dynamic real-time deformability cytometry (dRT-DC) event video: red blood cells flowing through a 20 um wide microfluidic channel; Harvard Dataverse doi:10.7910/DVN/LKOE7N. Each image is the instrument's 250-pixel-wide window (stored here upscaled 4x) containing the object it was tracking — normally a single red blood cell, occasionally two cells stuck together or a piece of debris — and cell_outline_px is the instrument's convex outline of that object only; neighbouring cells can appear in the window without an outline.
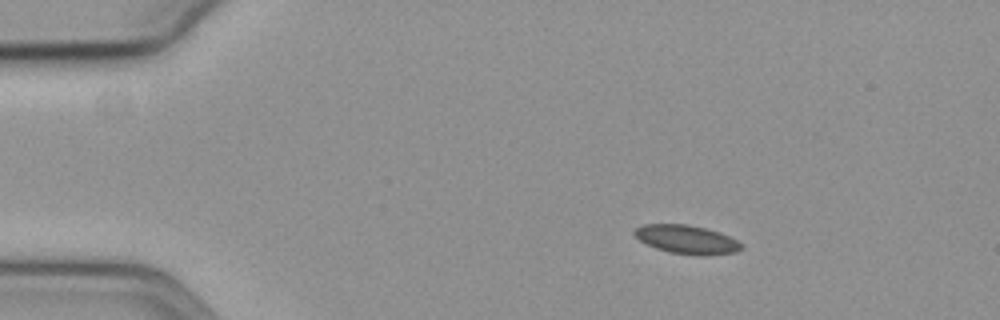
{"species": "common noctule bat (a hibernating species)", "species_latin": "Nyctalus noctula", "temperature_condition": "cold", "stored_images_in_passage": 58, "camera_frame_rate_fps": 3000, "um_per_image_px": 0.085, "animal": {"sex": "female", "body_mass_g": 19.3, "forearm_length_mm": 54.1}, "frame": {"image": 1, "passage_image": 10, "time_ms": 3.0, "image_size_px": [1000, 320], "cell_outline_px": [[740, 248], [736, 252], [700, 256], [668, 252], [656, 248], [640, 240], [632, 232], [636, 228], [644, 224], [688, 224], [720, 232], [736, 240], [740, 244]], "centroid_in_image_um": [58.34, 20.35], "position_along_channel_um": 26.7, "area_um2": 17.63}}
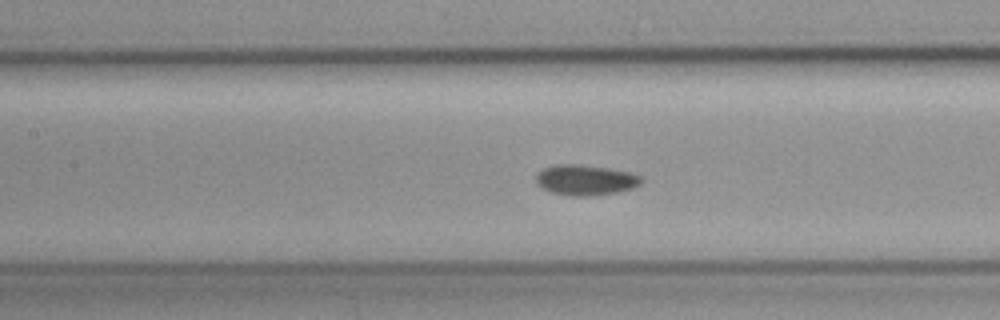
{"frame": {"image": 2, "passage_image": 27, "time_ms": 8.667, "image_size_px": [1000, 320], "cell_outline_px": [[644, 180], [640, 184], [632, 188], [616, 192], [592, 196], [572, 196], [552, 192], [540, 188], [536, 184], [536, 176], [544, 168], [556, 164], [580, 164], [608, 168], [628, 172], [640, 176]], "centroid_in_image_um": [49.75, 15.3], "position_along_channel_um": 157.7, "area_um2": 18.67}}
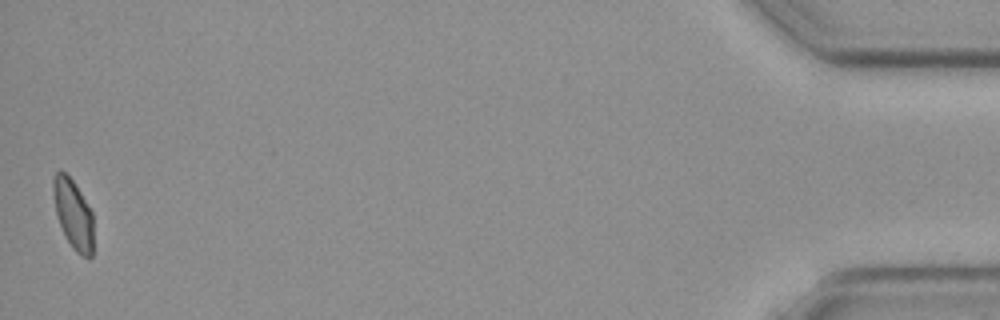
{"frame": {"image": 3, "passage_image": 58, "time_ms": 19.0, "image_size_px": [1000, 320], "cell_outline_px": [[92, 256], [88, 260], [80, 256], [72, 248], [56, 216], [52, 188], [52, 180], [56, 172], [60, 168], [72, 180], [80, 192], [92, 212]], "centroid_in_image_um": [6.21, 18.21], "position_along_channel_um": 429.0, "area_um2": 16.24}, "authors_computed_cell_mechanics": {"area_um2": 17.8602, "velocity_mm_per_s": 3.5842, "shape_relaxation_time_tau1_ms": 6.7146, "shape_relaxation_time_tau2_ms": 8.1421, "deformation_change_tau1": 0.0798, "deformation_change_tau2": 0.1158}}